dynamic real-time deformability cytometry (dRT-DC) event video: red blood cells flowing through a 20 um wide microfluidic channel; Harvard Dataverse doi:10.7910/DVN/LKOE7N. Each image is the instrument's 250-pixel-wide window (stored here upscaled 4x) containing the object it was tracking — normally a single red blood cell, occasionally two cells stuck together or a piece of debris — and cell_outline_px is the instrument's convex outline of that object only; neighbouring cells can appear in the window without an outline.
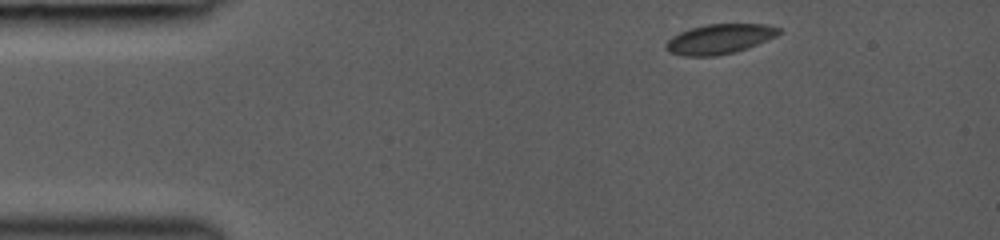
{"species": "common noctule bat (a hibernating species)", "species_latin": "Nyctalus noctula", "temperature_condition": "room temperature", "stored_images_in_passage": 3, "camera_frame_rate_fps": 3000, "um_per_image_px": 0.085, "animal": {"sex": "female", "body_mass_g": 19.0, "forearm_length_mm": 53.3}, "frame": {"image": 1, "passage_image": 1, "time_ms": 0.0, "image_size_px": [1000, 240], "cell_outline_px": [[784, 32], [776, 36], [748, 48], [716, 56], [684, 56], [668, 52], [664, 48], [664, 44], [672, 36], [688, 28], [708, 24], [768, 24], [780, 28]], "centroid_in_image_um": [61.15, 3.31], "position_along_channel_um": 23.9, "area_um2": 19.83}}
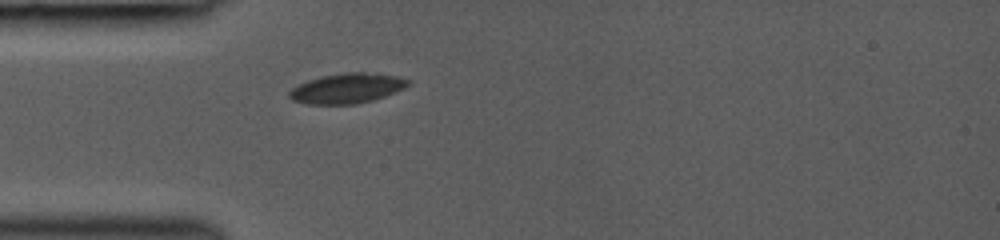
{"frame": {"image": 2, "passage_image": 3, "time_ms": 2.333, "image_size_px": [1000, 240], "cell_outline_px": [[412, 84], [396, 92], [372, 100], [356, 104], [308, 104], [292, 100], [288, 96], [288, 92], [292, 88], [308, 80], [320, 76], [344, 72], [376, 72], [396, 76], [412, 80]], "centroid_in_image_um": [29.54, 7.49], "position_along_channel_um": 55.5, "area_um2": 21.04}}